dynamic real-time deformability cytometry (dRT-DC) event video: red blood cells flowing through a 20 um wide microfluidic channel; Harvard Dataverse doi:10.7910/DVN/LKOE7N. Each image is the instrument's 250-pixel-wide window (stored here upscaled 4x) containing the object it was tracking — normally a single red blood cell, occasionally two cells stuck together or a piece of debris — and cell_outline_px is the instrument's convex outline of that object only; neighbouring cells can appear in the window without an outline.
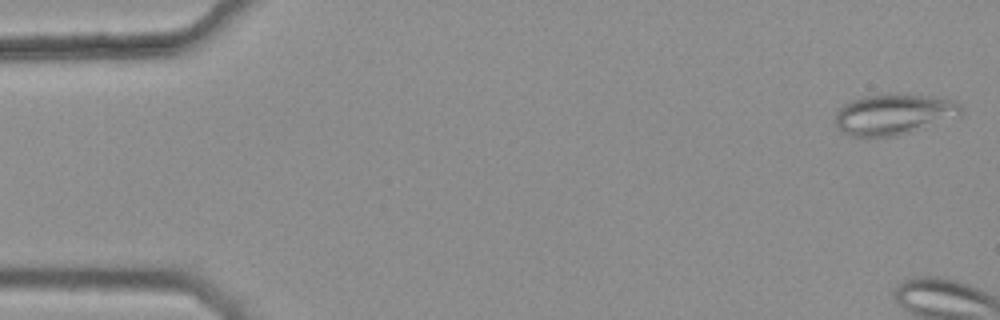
{"species": "common noctule bat (a hibernating species)", "species_latin": "Nyctalus noctula", "temperature_condition": "warm", "stored_images_in_passage": 6, "camera_frame_rate_fps": 3000, "um_per_image_px": 0.085, "animal": {"sex": "female", "body_mass_g": 25.1}, "frame": {"image": 1, "passage_image": 2, "time_ms": 0.333, "image_size_px": [1000, 320], "cell_outline_px": [[964, 108], [960, 116], [924, 128], [896, 136], [848, 136], [840, 132], [836, 124], [836, 116], [840, 108], [844, 104], [852, 100], [864, 96], [888, 92], [928, 96], [956, 100]], "centroid_in_image_um": [76.0, 9.7], "position_along_channel_um": 9.0, "area_um2": 30.29}}